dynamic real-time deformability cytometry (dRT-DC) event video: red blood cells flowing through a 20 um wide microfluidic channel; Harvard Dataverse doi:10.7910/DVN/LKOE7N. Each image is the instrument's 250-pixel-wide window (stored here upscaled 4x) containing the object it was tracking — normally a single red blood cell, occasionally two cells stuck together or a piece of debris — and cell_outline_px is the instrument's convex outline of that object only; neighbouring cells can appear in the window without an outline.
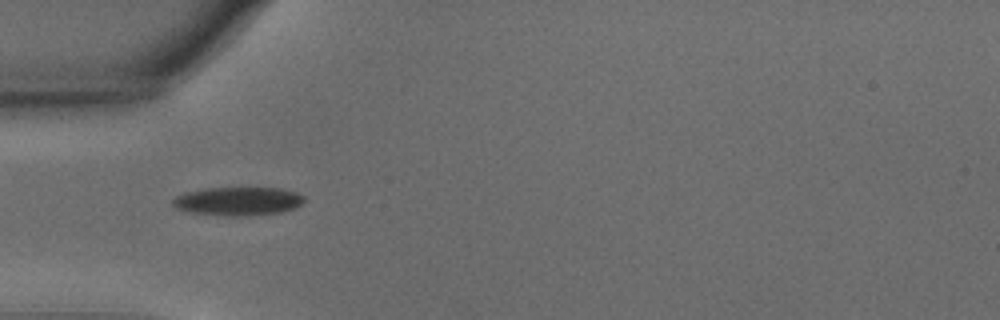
{"species": "common noctule bat (a hibernating species)", "species_latin": "Nyctalus noctula", "temperature_condition": "warm", "stored_images_in_passage": 42, "camera_frame_rate_fps": 3000, "um_per_image_px": 0.085, "animal": {"sex": "male", "body_mass_g": 15.6}, "frame": {"image": 1, "passage_image": 4, "time_ms": 1.0, "image_size_px": [1000, 320], "cell_outline_px": [[304, 204], [296, 208], [280, 212], [248, 216], [224, 216], [192, 212], [176, 208], [172, 204], [172, 200], [176, 196], [184, 192], [204, 188], [284, 188], [296, 192], [304, 196]], "centroid_in_image_um": [20.26, 17.1], "position_along_channel_um": 64.7, "area_um2": 22.08}}
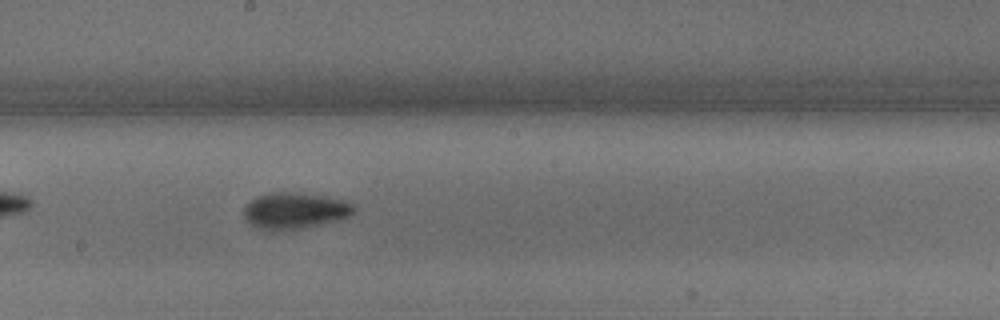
{"frame": {"image": 2, "passage_image": 17, "time_ms": 5.333, "image_size_px": [1000, 320], "cell_outline_px": [[356, 212], [352, 216], [336, 220], [300, 228], [260, 228], [252, 224], [244, 216], [244, 208], [256, 196], [268, 192], [292, 192], [324, 196], [340, 200], [352, 204], [356, 208]], "centroid_in_image_um": [25.09, 17.86], "position_along_channel_um": 223.1, "area_um2": 22.48}}
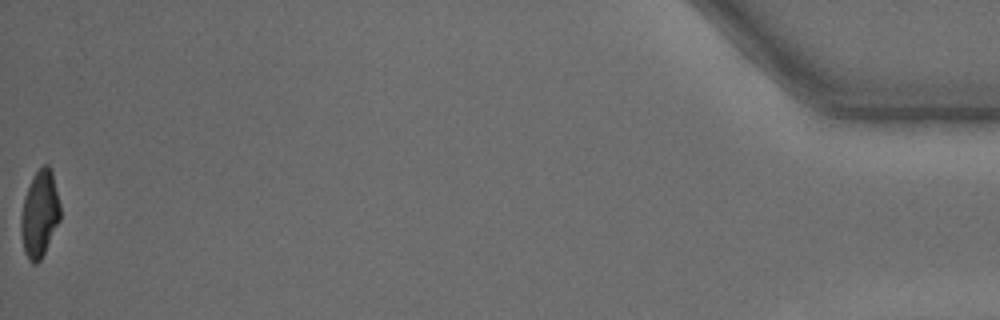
{"frame": {"image": 3, "passage_image": 42, "time_ms": 13.667, "image_size_px": [1000, 320], "cell_outline_px": [[60, 220], [40, 260], [36, 264], [32, 264], [28, 260], [24, 252], [20, 232], [20, 216], [24, 200], [32, 176], [44, 164], [48, 164], [52, 172], [60, 204]], "centroid_in_image_um": [3.35, 18.21], "position_along_channel_um": 431.8, "area_um2": 19.77}, "authors_computed_cell_mechanics": {"area_um2": 21.3571, "velocity_mm_per_s": 3.6614, "shape_relaxation_time_tau1_ms": 3.1617, "shape_relaxation_time_tau2_ms": 3.2975, "deformation_change_tau1": 0.1465, "deformation_change_tau2": 0.0965}}